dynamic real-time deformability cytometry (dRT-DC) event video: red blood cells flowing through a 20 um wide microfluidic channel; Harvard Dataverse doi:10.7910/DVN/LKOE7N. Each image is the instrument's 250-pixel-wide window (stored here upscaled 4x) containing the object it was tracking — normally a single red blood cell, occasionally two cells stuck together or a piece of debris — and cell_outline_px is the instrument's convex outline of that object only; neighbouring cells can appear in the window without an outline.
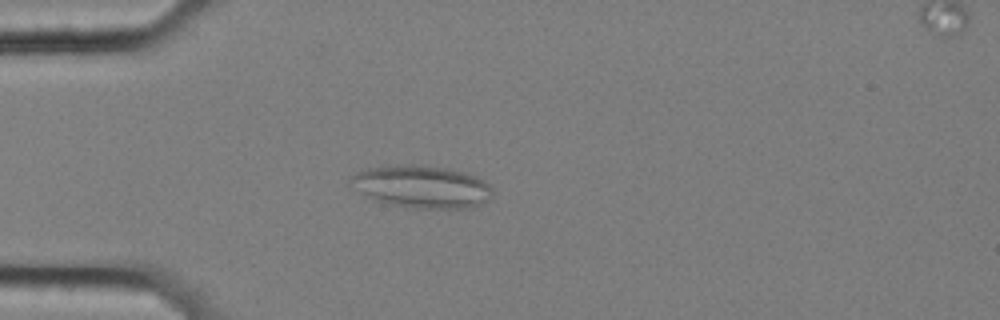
{"species": "common noctule bat (a hibernating species)", "species_latin": "Nyctalus noctula", "temperature_condition": "cold", "stored_images_in_passage": 43, "segment_of_instrument_passage": [1, 2], "camera_frame_rate_fps": 3000, "um_per_image_px": 0.085, "animal": {"sex": "female", "body_mass_g": 25.1}, "frame": {"image": 1, "passage_image": 9, "time_ms": 2.667, "image_size_px": [1000, 320], "cell_outline_px": [[492, 196], [484, 204], [472, 208], [416, 208], [392, 204], [376, 200], [348, 184], [348, 180], [352, 176], [368, 168], [388, 164], [424, 164], [448, 168], [476, 176], [488, 184], [492, 188]], "centroid_in_image_um": [35.88, 15.85], "position_along_channel_um": 49.1, "area_um2": 35.26}}